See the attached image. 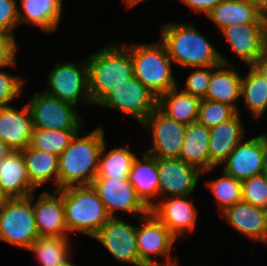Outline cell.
<instances>
[{
    "label": "cell",
    "instance_id": "cell-19",
    "mask_svg": "<svg viewBox=\"0 0 267 266\" xmlns=\"http://www.w3.org/2000/svg\"><path fill=\"white\" fill-rule=\"evenodd\" d=\"M34 129L30 110L14 106L0 108V139L13 151H22L30 145Z\"/></svg>",
    "mask_w": 267,
    "mask_h": 266
},
{
    "label": "cell",
    "instance_id": "cell-43",
    "mask_svg": "<svg viewBox=\"0 0 267 266\" xmlns=\"http://www.w3.org/2000/svg\"><path fill=\"white\" fill-rule=\"evenodd\" d=\"M255 66L263 73V75L267 79V54L259 60Z\"/></svg>",
    "mask_w": 267,
    "mask_h": 266
},
{
    "label": "cell",
    "instance_id": "cell-17",
    "mask_svg": "<svg viewBox=\"0 0 267 266\" xmlns=\"http://www.w3.org/2000/svg\"><path fill=\"white\" fill-rule=\"evenodd\" d=\"M159 195L164 198L194 193L202 172L180 158H157ZM167 195V196H166Z\"/></svg>",
    "mask_w": 267,
    "mask_h": 266
},
{
    "label": "cell",
    "instance_id": "cell-4",
    "mask_svg": "<svg viewBox=\"0 0 267 266\" xmlns=\"http://www.w3.org/2000/svg\"><path fill=\"white\" fill-rule=\"evenodd\" d=\"M62 199L69 234L75 231L93 238L110 218L92 185L62 189Z\"/></svg>",
    "mask_w": 267,
    "mask_h": 266
},
{
    "label": "cell",
    "instance_id": "cell-20",
    "mask_svg": "<svg viewBox=\"0 0 267 266\" xmlns=\"http://www.w3.org/2000/svg\"><path fill=\"white\" fill-rule=\"evenodd\" d=\"M238 233L267 244V209L239 202L221 213Z\"/></svg>",
    "mask_w": 267,
    "mask_h": 266
},
{
    "label": "cell",
    "instance_id": "cell-37",
    "mask_svg": "<svg viewBox=\"0 0 267 266\" xmlns=\"http://www.w3.org/2000/svg\"><path fill=\"white\" fill-rule=\"evenodd\" d=\"M217 66L193 67L181 90L192 96L204 99L209 86L211 73ZM197 69V70H196Z\"/></svg>",
    "mask_w": 267,
    "mask_h": 266
},
{
    "label": "cell",
    "instance_id": "cell-6",
    "mask_svg": "<svg viewBox=\"0 0 267 266\" xmlns=\"http://www.w3.org/2000/svg\"><path fill=\"white\" fill-rule=\"evenodd\" d=\"M38 237L32 194L9 198L0 214V241L28 250Z\"/></svg>",
    "mask_w": 267,
    "mask_h": 266
},
{
    "label": "cell",
    "instance_id": "cell-27",
    "mask_svg": "<svg viewBox=\"0 0 267 266\" xmlns=\"http://www.w3.org/2000/svg\"><path fill=\"white\" fill-rule=\"evenodd\" d=\"M206 16L219 30L234 24L267 23L249 0H221Z\"/></svg>",
    "mask_w": 267,
    "mask_h": 266
},
{
    "label": "cell",
    "instance_id": "cell-42",
    "mask_svg": "<svg viewBox=\"0 0 267 266\" xmlns=\"http://www.w3.org/2000/svg\"><path fill=\"white\" fill-rule=\"evenodd\" d=\"M267 18V0H249Z\"/></svg>",
    "mask_w": 267,
    "mask_h": 266
},
{
    "label": "cell",
    "instance_id": "cell-35",
    "mask_svg": "<svg viewBox=\"0 0 267 266\" xmlns=\"http://www.w3.org/2000/svg\"><path fill=\"white\" fill-rule=\"evenodd\" d=\"M237 113L238 111L234 107L226 103L201 99L199 105L198 122L207 128H211L220 123L228 121Z\"/></svg>",
    "mask_w": 267,
    "mask_h": 266
},
{
    "label": "cell",
    "instance_id": "cell-22",
    "mask_svg": "<svg viewBox=\"0 0 267 266\" xmlns=\"http://www.w3.org/2000/svg\"><path fill=\"white\" fill-rule=\"evenodd\" d=\"M37 188L30 182L22 151L0 160V191L8 198L30 196Z\"/></svg>",
    "mask_w": 267,
    "mask_h": 266
},
{
    "label": "cell",
    "instance_id": "cell-29",
    "mask_svg": "<svg viewBox=\"0 0 267 266\" xmlns=\"http://www.w3.org/2000/svg\"><path fill=\"white\" fill-rule=\"evenodd\" d=\"M22 155L30 182L36 188L54 180L55 190H58V155L37 150L30 145L22 150Z\"/></svg>",
    "mask_w": 267,
    "mask_h": 266
},
{
    "label": "cell",
    "instance_id": "cell-45",
    "mask_svg": "<svg viewBox=\"0 0 267 266\" xmlns=\"http://www.w3.org/2000/svg\"><path fill=\"white\" fill-rule=\"evenodd\" d=\"M9 198L0 191V214Z\"/></svg>",
    "mask_w": 267,
    "mask_h": 266
},
{
    "label": "cell",
    "instance_id": "cell-7",
    "mask_svg": "<svg viewBox=\"0 0 267 266\" xmlns=\"http://www.w3.org/2000/svg\"><path fill=\"white\" fill-rule=\"evenodd\" d=\"M158 97L135 76L110 90L96 105L115 108L140 125L157 109Z\"/></svg>",
    "mask_w": 267,
    "mask_h": 266
},
{
    "label": "cell",
    "instance_id": "cell-15",
    "mask_svg": "<svg viewBox=\"0 0 267 266\" xmlns=\"http://www.w3.org/2000/svg\"><path fill=\"white\" fill-rule=\"evenodd\" d=\"M267 154L266 133L242 140L222 164L224 172L239 181L262 174Z\"/></svg>",
    "mask_w": 267,
    "mask_h": 266
},
{
    "label": "cell",
    "instance_id": "cell-34",
    "mask_svg": "<svg viewBox=\"0 0 267 266\" xmlns=\"http://www.w3.org/2000/svg\"><path fill=\"white\" fill-rule=\"evenodd\" d=\"M216 198L218 208L222 212L242 201V183L224 171L218 179L206 184Z\"/></svg>",
    "mask_w": 267,
    "mask_h": 266
},
{
    "label": "cell",
    "instance_id": "cell-28",
    "mask_svg": "<svg viewBox=\"0 0 267 266\" xmlns=\"http://www.w3.org/2000/svg\"><path fill=\"white\" fill-rule=\"evenodd\" d=\"M177 88L158 97L157 109L166 117L185 125L197 122L201 99Z\"/></svg>",
    "mask_w": 267,
    "mask_h": 266
},
{
    "label": "cell",
    "instance_id": "cell-5",
    "mask_svg": "<svg viewBox=\"0 0 267 266\" xmlns=\"http://www.w3.org/2000/svg\"><path fill=\"white\" fill-rule=\"evenodd\" d=\"M123 45L129 50L134 76L157 97L177 86L172 73V60L161 41Z\"/></svg>",
    "mask_w": 267,
    "mask_h": 266
},
{
    "label": "cell",
    "instance_id": "cell-49",
    "mask_svg": "<svg viewBox=\"0 0 267 266\" xmlns=\"http://www.w3.org/2000/svg\"><path fill=\"white\" fill-rule=\"evenodd\" d=\"M144 266H177V262L173 264H166V265H144Z\"/></svg>",
    "mask_w": 267,
    "mask_h": 266
},
{
    "label": "cell",
    "instance_id": "cell-10",
    "mask_svg": "<svg viewBox=\"0 0 267 266\" xmlns=\"http://www.w3.org/2000/svg\"><path fill=\"white\" fill-rule=\"evenodd\" d=\"M27 106L33 126L39 129L81 130L84 125L76 106L52 97L45 92L32 95Z\"/></svg>",
    "mask_w": 267,
    "mask_h": 266
},
{
    "label": "cell",
    "instance_id": "cell-40",
    "mask_svg": "<svg viewBox=\"0 0 267 266\" xmlns=\"http://www.w3.org/2000/svg\"><path fill=\"white\" fill-rule=\"evenodd\" d=\"M14 34L0 31V69L16 66L17 43Z\"/></svg>",
    "mask_w": 267,
    "mask_h": 266
},
{
    "label": "cell",
    "instance_id": "cell-2",
    "mask_svg": "<svg viewBox=\"0 0 267 266\" xmlns=\"http://www.w3.org/2000/svg\"><path fill=\"white\" fill-rule=\"evenodd\" d=\"M80 131L59 155L58 190L72 186H89L97 176L99 156L105 142L101 127L81 137Z\"/></svg>",
    "mask_w": 267,
    "mask_h": 266
},
{
    "label": "cell",
    "instance_id": "cell-24",
    "mask_svg": "<svg viewBox=\"0 0 267 266\" xmlns=\"http://www.w3.org/2000/svg\"><path fill=\"white\" fill-rule=\"evenodd\" d=\"M209 128L198 121L186 125L179 158L196 167L202 174L211 172L209 154Z\"/></svg>",
    "mask_w": 267,
    "mask_h": 266
},
{
    "label": "cell",
    "instance_id": "cell-18",
    "mask_svg": "<svg viewBox=\"0 0 267 266\" xmlns=\"http://www.w3.org/2000/svg\"><path fill=\"white\" fill-rule=\"evenodd\" d=\"M34 194L32 204L39 237H68L62 189H54V193L45 190L37 202L34 201Z\"/></svg>",
    "mask_w": 267,
    "mask_h": 266
},
{
    "label": "cell",
    "instance_id": "cell-39",
    "mask_svg": "<svg viewBox=\"0 0 267 266\" xmlns=\"http://www.w3.org/2000/svg\"><path fill=\"white\" fill-rule=\"evenodd\" d=\"M19 26L17 0H0V31L13 34Z\"/></svg>",
    "mask_w": 267,
    "mask_h": 266
},
{
    "label": "cell",
    "instance_id": "cell-25",
    "mask_svg": "<svg viewBox=\"0 0 267 266\" xmlns=\"http://www.w3.org/2000/svg\"><path fill=\"white\" fill-rule=\"evenodd\" d=\"M139 159L137 156L128 175L129 182L133 185L138 197L150 209L159 196V174L157 171V158L143 153ZM143 160V161H142Z\"/></svg>",
    "mask_w": 267,
    "mask_h": 266
},
{
    "label": "cell",
    "instance_id": "cell-48",
    "mask_svg": "<svg viewBox=\"0 0 267 266\" xmlns=\"http://www.w3.org/2000/svg\"><path fill=\"white\" fill-rule=\"evenodd\" d=\"M70 259H71V257L67 261H65L61 264H58L57 266H76L70 261Z\"/></svg>",
    "mask_w": 267,
    "mask_h": 266
},
{
    "label": "cell",
    "instance_id": "cell-31",
    "mask_svg": "<svg viewBox=\"0 0 267 266\" xmlns=\"http://www.w3.org/2000/svg\"><path fill=\"white\" fill-rule=\"evenodd\" d=\"M106 146V142H104L95 178L127 180L132 164L137 156L126 147H115L108 151V153H105Z\"/></svg>",
    "mask_w": 267,
    "mask_h": 266
},
{
    "label": "cell",
    "instance_id": "cell-16",
    "mask_svg": "<svg viewBox=\"0 0 267 266\" xmlns=\"http://www.w3.org/2000/svg\"><path fill=\"white\" fill-rule=\"evenodd\" d=\"M187 196H172L158 200L150 212L160 220L177 239L189 232H194L198 211L194 201Z\"/></svg>",
    "mask_w": 267,
    "mask_h": 266
},
{
    "label": "cell",
    "instance_id": "cell-44",
    "mask_svg": "<svg viewBox=\"0 0 267 266\" xmlns=\"http://www.w3.org/2000/svg\"><path fill=\"white\" fill-rule=\"evenodd\" d=\"M13 150L0 139V160L7 157Z\"/></svg>",
    "mask_w": 267,
    "mask_h": 266
},
{
    "label": "cell",
    "instance_id": "cell-30",
    "mask_svg": "<svg viewBox=\"0 0 267 266\" xmlns=\"http://www.w3.org/2000/svg\"><path fill=\"white\" fill-rule=\"evenodd\" d=\"M249 67L247 76H242L241 98L254 118H259L267 111V79L255 65Z\"/></svg>",
    "mask_w": 267,
    "mask_h": 266
},
{
    "label": "cell",
    "instance_id": "cell-47",
    "mask_svg": "<svg viewBox=\"0 0 267 266\" xmlns=\"http://www.w3.org/2000/svg\"><path fill=\"white\" fill-rule=\"evenodd\" d=\"M263 176L267 179V154L264 160V166H263V172H262Z\"/></svg>",
    "mask_w": 267,
    "mask_h": 266
},
{
    "label": "cell",
    "instance_id": "cell-12",
    "mask_svg": "<svg viewBox=\"0 0 267 266\" xmlns=\"http://www.w3.org/2000/svg\"><path fill=\"white\" fill-rule=\"evenodd\" d=\"M111 253L118 262L144 266L138 256L136 226L120 217H110L93 237Z\"/></svg>",
    "mask_w": 267,
    "mask_h": 266
},
{
    "label": "cell",
    "instance_id": "cell-46",
    "mask_svg": "<svg viewBox=\"0 0 267 266\" xmlns=\"http://www.w3.org/2000/svg\"><path fill=\"white\" fill-rule=\"evenodd\" d=\"M123 1H125L124 3H126L127 8H131L141 3V1H144V0H123Z\"/></svg>",
    "mask_w": 267,
    "mask_h": 266
},
{
    "label": "cell",
    "instance_id": "cell-38",
    "mask_svg": "<svg viewBox=\"0 0 267 266\" xmlns=\"http://www.w3.org/2000/svg\"><path fill=\"white\" fill-rule=\"evenodd\" d=\"M24 82L18 75L12 76L0 69V108L10 106L8 103L21 95Z\"/></svg>",
    "mask_w": 267,
    "mask_h": 266
},
{
    "label": "cell",
    "instance_id": "cell-3",
    "mask_svg": "<svg viewBox=\"0 0 267 266\" xmlns=\"http://www.w3.org/2000/svg\"><path fill=\"white\" fill-rule=\"evenodd\" d=\"M110 43L86 58L88 91L92 104H97L114 87L134 77L129 50L119 42Z\"/></svg>",
    "mask_w": 267,
    "mask_h": 266
},
{
    "label": "cell",
    "instance_id": "cell-1",
    "mask_svg": "<svg viewBox=\"0 0 267 266\" xmlns=\"http://www.w3.org/2000/svg\"><path fill=\"white\" fill-rule=\"evenodd\" d=\"M172 63L183 68L231 64L196 28L194 23H166L160 31Z\"/></svg>",
    "mask_w": 267,
    "mask_h": 266
},
{
    "label": "cell",
    "instance_id": "cell-32",
    "mask_svg": "<svg viewBox=\"0 0 267 266\" xmlns=\"http://www.w3.org/2000/svg\"><path fill=\"white\" fill-rule=\"evenodd\" d=\"M68 237H38L29 247L41 266H57L67 261L72 251Z\"/></svg>",
    "mask_w": 267,
    "mask_h": 266
},
{
    "label": "cell",
    "instance_id": "cell-41",
    "mask_svg": "<svg viewBox=\"0 0 267 266\" xmlns=\"http://www.w3.org/2000/svg\"><path fill=\"white\" fill-rule=\"evenodd\" d=\"M184 5L191 8L195 13L209 14L221 0H180Z\"/></svg>",
    "mask_w": 267,
    "mask_h": 266
},
{
    "label": "cell",
    "instance_id": "cell-23",
    "mask_svg": "<svg viewBox=\"0 0 267 266\" xmlns=\"http://www.w3.org/2000/svg\"><path fill=\"white\" fill-rule=\"evenodd\" d=\"M233 67V64L221 63L212 71L204 99L226 103L240 112L236 104L241 99L242 76Z\"/></svg>",
    "mask_w": 267,
    "mask_h": 266
},
{
    "label": "cell",
    "instance_id": "cell-8",
    "mask_svg": "<svg viewBox=\"0 0 267 266\" xmlns=\"http://www.w3.org/2000/svg\"><path fill=\"white\" fill-rule=\"evenodd\" d=\"M44 92L74 106L79 101L92 104L88 91V66L86 59L75 63H56L47 80Z\"/></svg>",
    "mask_w": 267,
    "mask_h": 266
},
{
    "label": "cell",
    "instance_id": "cell-33",
    "mask_svg": "<svg viewBox=\"0 0 267 266\" xmlns=\"http://www.w3.org/2000/svg\"><path fill=\"white\" fill-rule=\"evenodd\" d=\"M82 130H52L34 128L30 146L33 148L60 155L70 144L75 134Z\"/></svg>",
    "mask_w": 267,
    "mask_h": 266
},
{
    "label": "cell",
    "instance_id": "cell-13",
    "mask_svg": "<svg viewBox=\"0 0 267 266\" xmlns=\"http://www.w3.org/2000/svg\"><path fill=\"white\" fill-rule=\"evenodd\" d=\"M152 136L151 148L145 150L155 158H179L186 125L176 122L155 109L142 123Z\"/></svg>",
    "mask_w": 267,
    "mask_h": 266
},
{
    "label": "cell",
    "instance_id": "cell-11",
    "mask_svg": "<svg viewBox=\"0 0 267 266\" xmlns=\"http://www.w3.org/2000/svg\"><path fill=\"white\" fill-rule=\"evenodd\" d=\"M91 185L110 217H119L116 216L117 211H124L138 218L150 212L128 179L95 178Z\"/></svg>",
    "mask_w": 267,
    "mask_h": 266
},
{
    "label": "cell",
    "instance_id": "cell-26",
    "mask_svg": "<svg viewBox=\"0 0 267 266\" xmlns=\"http://www.w3.org/2000/svg\"><path fill=\"white\" fill-rule=\"evenodd\" d=\"M19 25L31 23L43 32H56L62 16L63 0H20Z\"/></svg>",
    "mask_w": 267,
    "mask_h": 266
},
{
    "label": "cell",
    "instance_id": "cell-14",
    "mask_svg": "<svg viewBox=\"0 0 267 266\" xmlns=\"http://www.w3.org/2000/svg\"><path fill=\"white\" fill-rule=\"evenodd\" d=\"M220 31L247 65H255L267 54V23L234 24Z\"/></svg>",
    "mask_w": 267,
    "mask_h": 266
},
{
    "label": "cell",
    "instance_id": "cell-36",
    "mask_svg": "<svg viewBox=\"0 0 267 266\" xmlns=\"http://www.w3.org/2000/svg\"><path fill=\"white\" fill-rule=\"evenodd\" d=\"M242 183V202L267 209V179L263 174L248 178Z\"/></svg>",
    "mask_w": 267,
    "mask_h": 266
},
{
    "label": "cell",
    "instance_id": "cell-9",
    "mask_svg": "<svg viewBox=\"0 0 267 266\" xmlns=\"http://www.w3.org/2000/svg\"><path fill=\"white\" fill-rule=\"evenodd\" d=\"M139 219L142 226H136V239L138 256L141 263L143 265L176 263L177 258H172L171 252L177 239L171 234L169 229L151 212ZM155 256H161L165 260L160 263L155 261Z\"/></svg>",
    "mask_w": 267,
    "mask_h": 266
},
{
    "label": "cell",
    "instance_id": "cell-21",
    "mask_svg": "<svg viewBox=\"0 0 267 266\" xmlns=\"http://www.w3.org/2000/svg\"><path fill=\"white\" fill-rule=\"evenodd\" d=\"M238 112L233 118L209 128L210 170L227 160L235 147L245 139V129Z\"/></svg>",
    "mask_w": 267,
    "mask_h": 266
}]
</instances>
